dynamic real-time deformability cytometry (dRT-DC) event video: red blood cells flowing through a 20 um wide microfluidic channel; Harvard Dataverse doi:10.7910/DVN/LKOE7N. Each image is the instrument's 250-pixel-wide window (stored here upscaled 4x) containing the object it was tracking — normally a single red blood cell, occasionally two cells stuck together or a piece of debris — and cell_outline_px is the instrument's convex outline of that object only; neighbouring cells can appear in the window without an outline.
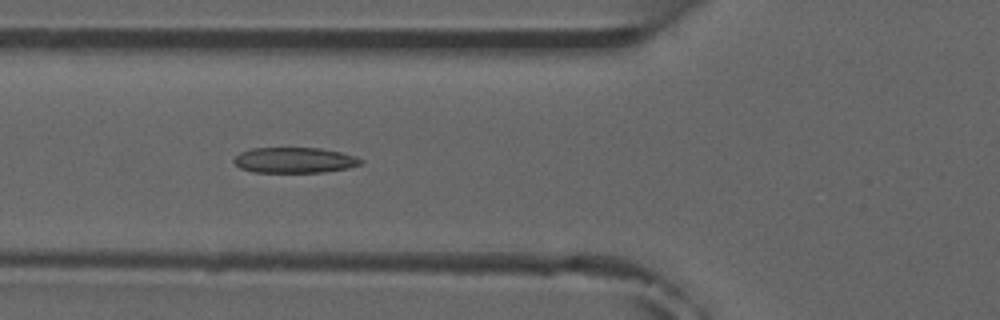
{"species": "common noctule bat (a hibernating species)", "species_latin": "Nyctalus noctula", "temperature_condition": "room temperature", "stored_images_in_passage": 7, "camera_frame_rate_fps": 3000, "um_per_image_px": 0.085, "animal": {"sex": "male", "forearm_length_mm": 52.5}, "frame": {"image": 1, "passage_image": 6, "time_ms": 5.667, "image_size_px": [1000, 320], "cell_outline_px": [[364, 160], [360, 164], [348, 168], [324, 172], [252, 172], [240, 168], [232, 160], [240, 152], [252, 148], [320, 148], [340, 152], [356, 156]], "centroid_in_image_um": [25.03, 13.61], "position_along_channel_um": 100.8, "area_um2": 18.9}}
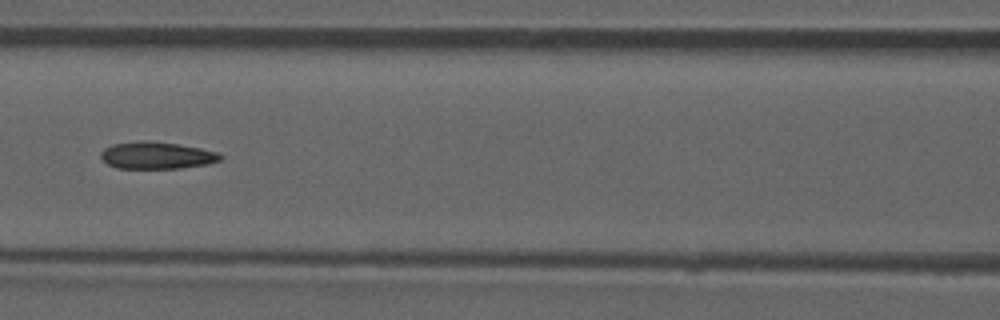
{"frame": {"image": 2, "passage_image": 7, "time_ms": 7.0, "image_size_px": [1000, 320], "cell_outline_px": [[224, 156], [220, 160], [208, 164], [180, 168], [116, 168], [108, 164], [100, 156], [100, 152], [104, 148], [112, 144], [176, 144], [200, 148], [216, 152]], "centroid_in_image_um": [13.36, 13.26], "position_along_channel_um": 153.2, "area_um2": 17.8}}